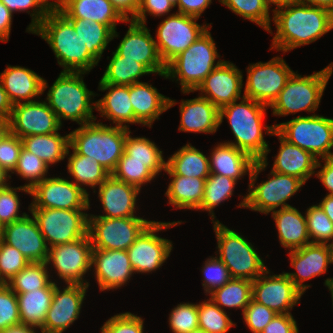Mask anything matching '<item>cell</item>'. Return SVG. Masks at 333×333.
Listing matches in <instances>:
<instances>
[{
	"label": "cell",
	"instance_id": "obj_31",
	"mask_svg": "<svg viewBox=\"0 0 333 333\" xmlns=\"http://www.w3.org/2000/svg\"><path fill=\"white\" fill-rule=\"evenodd\" d=\"M43 80L34 70L22 66L7 65L0 73V81L12 105L40 99Z\"/></svg>",
	"mask_w": 333,
	"mask_h": 333
},
{
	"label": "cell",
	"instance_id": "obj_65",
	"mask_svg": "<svg viewBox=\"0 0 333 333\" xmlns=\"http://www.w3.org/2000/svg\"><path fill=\"white\" fill-rule=\"evenodd\" d=\"M113 6L126 19H132L139 8L140 0H109ZM130 16V17H129Z\"/></svg>",
	"mask_w": 333,
	"mask_h": 333
},
{
	"label": "cell",
	"instance_id": "obj_60",
	"mask_svg": "<svg viewBox=\"0 0 333 333\" xmlns=\"http://www.w3.org/2000/svg\"><path fill=\"white\" fill-rule=\"evenodd\" d=\"M173 8L176 7L170 0H140L138 11L131 20L146 24L148 15L164 18V16L171 15L169 12Z\"/></svg>",
	"mask_w": 333,
	"mask_h": 333
},
{
	"label": "cell",
	"instance_id": "obj_63",
	"mask_svg": "<svg viewBox=\"0 0 333 333\" xmlns=\"http://www.w3.org/2000/svg\"><path fill=\"white\" fill-rule=\"evenodd\" d=\"M211 3L212 0H178L175 7L178 13L200 18Z\"/></svg>",
	"mask_w": 333,
	"mask_h": 333
},
{
	"label": "cell",
	"instance_id": "obj_47",
	"mask_svg": "<svg viewBox=\"0 0 333 333\" xmlns=\"http://www.w3.org/2000/svg\"><path fill=\"white\" fill-rule=\"evenodd\" d=\"M198 304L199 328L208 333H228L237 326L229 314L218 307L210 298Z\"/></svg>",
	"mask_w": 333,
	"mask_h": 333
},
{
	"label": "cell",
	"instance_id": "obj_20",
	"mask_svg": "<svg viewBox=\"0 0 333 333\" xmlns=\"http://www.w3.org/2000/svg\"><path fill=\"white\" fill-rule=\"evenodd\" d=\"M125 36L116 47L115 52L125 59L136 60L143 64L152 74L166 77V65L162 61L155 37L150 33L146 24L135 22L131 19Z\"/></svg>",
	"mask_w": 333,
	"mask_h": 333
},
{
	"label": "cell",
	"instance_id": "obj_27",
	"mask_svg": "<svg viewBox=\"0 0 333 333\" xmlns=\"http://www.w3.org/2000/svg\"><path fill=\"white\" fill-rule=\"evenodd\" d=\"M130 102L135 119L142 126L152 128L160 115L175 106L178 101L161 94L156 87L148 82H138L130 85Z\"/></svg>",
	"mask_w": 333,
	"mask_h": 333
},
{
	"label": "cell",
	"instance_id": "obj_54",
	"mask_svg": "<svg viewBox=\"0 0 333 333\" xmlns=\"http://www.w3.org/2000/svg\"><path fill=\"white\" fill-rule=\"evenodd\" d=\"M201 268L202 287L207 296L231 279L228 268L216 255L206 258Z\"/></svg>",
	"mask_w": 333,
	"mask_h": 333
},
{
	"label": "cell",
	"instance_id": "obj_10",
	"mask_svg": "<svg viewBox=\"0 0 333 333\" xmlns=\"http://www.w3.org/2000/svg\"><path fill=\"white\" fill-rule=\"evenodd\" d=\"M273 125L284 139L308 151L318 160L332 155L333 118L319 114L298 115Z\"/></svg>",
	"mask_w": 333,
	"mask_h": 333
},
{
	"label": "cell",
	"instance_id": "obj_61",
	"mask_svg": "<svg viewBox=\"0 0 333 333\" xmlns=\"http://www.w3.org/2000/svg\"><path fill=\"white\" fill-rule=\"evenodd\" d=\"M297 324L292 314H277L262 333H299Z\"/></svg>",
	"mask_w": 333,
	"mask_h": 333
},
{
	"label": "cell",
	"instance_id": "obj_14",
	"mask_svg": "<svg viewBox=\"0 0 333 333\" xmlns=\"http://www.w3.org/2000/svg\"><path fill=\"white\" fill-rule=\"evenodd\" d=\"M197 20L199 18L178 12L161 20L155 31V43L165 65L212 28V23L204 22L200 25Z\"/></svg>",
	"mask_w": 333,
	"mask_h": 333
},
{
	"label": "cell",
	"instance_id": "obj_49",
	"mask_svg": "<svg viewBox=\"0 0 333 333\" xmlns=\"http://www.w3.org/2000/svg\"><path fill=\"white\" fill-rule=\"evenodd\" d=\"M305 215L311 243L333 246V223L320 205L317 203L309 206L305 211Z\"/></svg>",
	"mask_w": 333,
	"mask_h": 333
},
{
	"label": "cell",
	"instance_id": "obj_6",
	"mask_svg": "<svg viewBox=\"0 0 333 333\" xmlns=\"http://www.w3.org/2000/svg\"><path fill=\"white\" fill-rule=\"evenodd\" d=\"M220 57L208 29L166 65V77L179 83L184 95L193 93L207 75L224 61Z\"/></svg>",
	"mask_w": 333,
	"mask_h": 333
},
{
	"label": "cell",
	"instance_id": "obj_19",
	"mask_svg": "<svg viewBox=\"0 0 333 333\" xmlns=\"http://www.w3.org/2000/svg\"><path fill=\"white\" fill-rule=\"evenodd\" d=\"M58 284V285H57ZM89 286L55 283L50 308L46 314L42 333H64L78 320Z\"/></svg>",
	"mask_w": 333,
	"mask_h": 333
},
{
	"label": "cell",
	"instance_id": "obj_23",
	"mask_svg": "<svg viewBox=\"0 0 333 333\" xmlns=\"http://www.w3.org/2000/svg\"><path fill=\"white\" fill-rule=\"evenodd\" d=\"M290 266L295 272H284L294 285L303 293L311 287L305 281L322 276L333 265V246L310 243L288 253Z\"/></svg>",
	"mask_w": 333,
	"mask_h": 333
},
{
	"label": "cell",
	"instance_id": "obj_48",
	"mask_svg": "<svg viewBox=\"0 0 333 333\" xmlns=\"http://www.w3.org/2000/svg\"><path fill=\"white\" fill-rule=\"evenodd\" d=\"M49 168L43 160L22 147L17 165L9 175V179L12 178V174H15L21 180H26L23 186L31 190L37 183L48 177Z\"/></svg>",
	"mask_w": 333,
	"mask_h": 333
},
{
	"label": "cell",
	"instance_id": "obj_39",
	"mask_svg": "<svg viewBox=\"0 0 333 333\" xmlns=\"http://www.w3.org/2000/svg\"><path fill=\"white\" fill-rule=\"evenodd\" d=\"M22 147L34 153L49 167L61 163L69 149V134H39L21 138Z\"/></svg>",
	"mask_w": 333,
	"mask_h": 333
},
{
	"label": "cell",
	"instance_id": "obj_34",
	"mask_svg": "<svg viewBox=\"0 0 333 333\" xmlns=\"http://www.w3.org/2000/svg\"><path fill=\"white\" fill-rule=\"evenodd\" d=\"M270 213L275 222L279 243L286 251L296 250L311 243L305 213L293 206Z\"/></svg>",
	"mask_w": 333,
	"mask_h": 333
},
{
	"label": "cell",
	"instance_id": "obj_41",
	"mask_svg": "<svg viewBox=\"0 0 333 333\" xmlns=\"http://www.w3.org/2000/svg\"><path fill=\"white\" fill-rule=\"evenodd\" d=\"M76 31L81 37L88 52L99 62L102 59L104 51L108 44L118 38L117 29L113 31L109 26L91 19L68 18Z\"/></svg>",
	"mask_w": 333,
	"mask_h": 333
},
{
	"label": "cell",
	"instance_id": "obj_16",
	"mask_svg": "<svg viewBox=\"0 0 333 333\" xmlns=\"http://www.w3.org/2000/svg\"><path fill=\"white\" fill-rule=\"evenodd\" d=\"M246 70L244 97L267 106L278 97L294 72L280 55L268 62L251 63Z\"/></svg>",
	"mask_w": 333,
	"mask_h": 333
},
{
	"label": "cell",
	"instance_id": "obj_62",
	"mask_svg": "<svg viewBox=\"0 0 333 333\" xmlns=\"http://www.w3.org/2000/svg\"><path fill=\"white\" fill-rule=\"evenodd\" d=\"M314 176L322 182L327 195H333V156L318 160Z\"/></svg>",
	"mask_w": 333,
	"mask_h": 333
},
{
	"label": "cell",
	"instance_id": "obj_72",
	"mask_svg": "<svg viewBox=\"0 0 333 333\" xmlns=\"http://www.w3.org/2000/svg\"><path fill=\"white\" fill-rule=\"evenodd\" d=\"M324 286H326L330 291L329 293L331 294L332 308H333V278L330 277L326 278L324 280Z\"/></svg>",
	"mask_w": 333,
	"mask_h": 333
},
{
	"label": "cell",
	"instance_id": "obj_57",
	"mask_svg": "<svg viewBox=\"0 0 333 333\" xmlns=\"http://www.w3.org/2000/svg\"><path fill=\"white\" fill-rule=\"evenodd\" d=\"M21 324L16 293L6 284L0 287V332Z\"/></svg>",
	"mask_w": 333,
	"mask_h": 333
},
{
	"label": "cell",
	"instance_id": "obj_40",
	"mask_svg": "<svg viewBox=\"0 0 333 333\" xmlns=\"http://www.w3.org/2000/svg\"><path fill=\"white\" fill-rule=\"evenodd\" d=\"M165 169L166 162L128 161V155L124 152L111 175L141 191L142 186L151 183Z\"/></svg>",
	"mask_w": 333,
	"mask_h": 333
},
{
	"label": "cell",
	"instance_id": "obj_30",
	"mask_svg": "<svg viewBox=\"0 0 333 333\" xmlns=\"http://www.w3.org/2000/svg\"><path fill=\"white\" fill-rule=\"evenodd\" d=\"M98 91H106L102 98L96 100V111L100 117L109 120L110 125L127 129H130L128 124L140 125L130 102V86L98 84Z\"/></svg>",
	"mask_w": 333,
	"mask_h": 333
},
{
	"label": "cell",
	"instance_id": "obj_7",
	"mask_svg": "<svg viewBox=\"0 0 333 333\" xmlns=\"http://www.w3.org/2000/svg\"><path fill=\"white\" fill-rule=\"evenodd\" d=\"M96 121L69 132V146L77 154L93 157L111 174L124 153L130 129Z\"/></svg>",
	"mask_w": 333,
	"mask_h": 333
},
{
	"label": "cell",
	"instance_id": "obj_8",
	"mask_svg": "<svg viewBox=\"0 0 333 333\" xmlns=\"http://www.w3.org/2000/svg\"><path fill=\"white\" fill-rule=\"evenodd\" d=\"M333 74V62L311 75L293 72L278 97L269 106L273 116H288L298 112L316 114L328 81Z\"/></svg>",
	"mask_w": 333,
	"mask_h": 333
},
{
	"label": "cell",
	"instance_id": "obj_38",
	"mask_svg": "<svg viewBox=\"0 0 333 333\" xmlns=\"http://www.w3.org/2000/svg\"><path fill=\"white\" fill-rule=\"evenodd\" d=\"M72 153H71V150ZM67 173L72 182L80 186L89 195L88 186L93 191L99 187L111 174L93 157L77 154L70 146L66 153Z\"/></svg>",
	"mask_w": 333,
	"mask_h": 333
},
{
	"label": "cell",
	"instance_id": "obj_45",
	"mask_svg": "<svg viewBox=\"0 0 333 333\" xmlns=\"http://www.w3.org/2000/svg\"><path fill=\"white\" fill-rule=\"evenodd\" d=\"M51 280L58 283L57 280L54 279L53 275L49 274L46 262H30L23 270L8 281L6 285L13 292L19 294L44 288Z\"/></svg>",
	"mask_w": 333,
	"mask_h": 333
},
{
	"label": "cell",
	"instance_id": "obj_9",
	"mask_svg": "<svg viewBox=\"0 0 333 333\" xmlns=\"http://www.w3.org/2000/svg\"><path fill=\"white\" fill-rule=\"evenodd\" d=\"M212 223L218 249L214 254L228 268L231 278L254 281L268 269L248 238L220 221Z\"/></svg>",
	"mask_w": 333,
	"mask_h": 333
},
{
	"label": "cell",
	"instance_id": "obj_11",
	"mask_svg": "<svg viewBox=\"0 0 333 333\" xmlns=\"http://www.w3.org/2000/svg\"><path fill=\"white\" fill-rule=\"evenodd\" d=\"M184 221H152L126 250L134 273L156 272L168 260L173 251V242L159 236V232L181 225Z\"/></svg>",
	"mask_w": 333,
	"mask_h": 333
},
{
	"label": "cell",
	"instance_id": "obj_73",
	"mask_svg": "<svg viewBox=\"0 0 333 333\" xmlns=\"http://www.w3.org/2000/svg\"><path fill=\"white\" fill-rule=\"evenodd\" d=\"M9 175L0 168V188L6 186L9 182Z\"/></svg>",
	"mask_w": 333,
	"mask_h": 333
},
{
	"label": "cell",
	"instance_id": "obj_4",
	"mask_svg": "<svg viewBox=\"0 0 333 333\" xmlns=\"http://www.w3.org/2000/svg\"><path fill=\"white\" fill-rule=\"evenodd\" d=\"M86 72H63L49 87L46 79L43 80V94L48 89L45 102L55 113L59 123L62 120H70L78 125L91 123L97 120L93 115V109H96L94 93L87 88L84 82Z\"/></svg>",
	"mask_w": 333,
	"mask_h": 333
},
{
	"label": "cell",
	"instance_id": "obj_28",
	"mask_svg": "<svg viewBox=\"0 0 333 333\" xmlns=\"http://www.w3.org/2000/svg\"><path fill=\"white\" fill-rule=\"evenodd\" d=\"M179 132L214 134L219 126V109L208 99L198 96L180 101Z\"/></svg>",
	"mask_w": 333,
	"mask_h": 333
},
{
	"label": "cell",
	"instance_id": "obj_46",
	"mask_svg": "<svg viewBox=\"0 0 333 333\" xmlns=\"http://www.w3.org/2000/svg\"><path fill=\"white\" fill-rule=\"evenodd\" d=\"M243 20H249L268 31L271 28L272 19L270 11L263 0H218Z\"/></svg>",
	"mask_w": 333,
	"mask_h": 333
},
{
	"label": "cell",
	"instance_id": "obj_37",
	"mask_svg": "<svg viewBox=\"0 0 333 333\" xmlns=\"http://www.w3.org/2000/svg\"><path fill=\"white\" fill-rule=\"evenodd\" d=\"M164 172L167 175L207 179L211 174L208 155L188 142L168 157Z\"/></svg>",
	"mask_w": 333,
	"mask_h": 333
},
{
	"label": "cell",
	"instance_id": "obj_26",
	"mask_svg": "<svg viewBox=\"0 0 333 333\" xmlns=\"http://www.w3.org/2000/svg\"><path fill=\"white\" fill-rule=\"evenodd\" d=\"M98 189V190H96ZM93 193L101 203L104 214H89L88 217L121 218L137 216V201L140 190L110 175ZM138 198V199H137ZM137 208V209H136ZM136 214V215H135Z\"/></svg>",
	"mask_w": 333,
	"mask_h": 333
},
{
	"label": "cell",
	"instance_id": "obj_67",
	"mask_svg": "<svg viewBox=\"0 0 333 333\" xmlns=\"http://www.w3.org/2000/svg\"><path fill=\"white\" fill-rule=\"evenodd\" d=\"M318 204L333 223V195L326 194Z\"/></svg>",
	"mask_w": 333,
	"mask_h": 333
},
{
	"label": "cell",
	"instance_id": "obj_29",
	"mask_svg": "<svg viewBox=\"0 0 333 333\" xmlns=\"http://www.w3.org/2000/svg\"><path fill=\"white\" fill-rule=\"evenodd\" d=\"M272 136H277L280 142L277 155L271 170L299 178L304 184L315 175L318 159L311 153L288 142L276 130Z\"/></svg>",
	"mask_w": 333,
	"mask_h": 333
},
{
	"label": "cell",
	"instance_id": "obj_71",
	"mask_svg": "<svg viewBox=\"0 0 333 333\" xmlns=\"http://www.w3.org/2000/svg\"><path fill=\"white\" fill-rule=\"evenodd\" d=\"M9 132L8 121L0 119V142Z\"/></svg>",
	"mask_w": 333,
	"mask_h": 333
},
{
	"label": "cell",
	"instance_id": "obj_2",
	"mask_svg": "<svg viewBox=\"0 0 333 333\" xmlns=\"http://www.w3.org/2000/svg\"><path fill=\"white\" fill-rule=\"evenodd\" d=\"M268 108L263 103L243 97L219 109V126L223 119H228L235 140L223 142L246 152L255 161L267 157L271 149L264 135L272 136L276 129L274 125L263 124Z\"/></svg>",
	"mask_w": 333,
	"mask_h": 333
},
{
	"label": "cell",
	"instance_id": "obj_56",
	"mask_svg": "<svg viewBox=\"0 0 333 333\" xmlns=\"http://www.w3.org/2000/svg\"><path fill=\"white\" fill-rule=\"evenodd\" d=\"M144 319L131 312L111 316L100 328L101 333H145Z\"/></svg>",
	"mask_w": 333,
	"mask_h": 333
},
{
	"label": "cell",
	"instance_id": "obj_75",
	"mask_svg": "<svg viewBox=\"0 0 333 333\" xmlns=\"http://www.w3.org/2000/svg\"><path fill=\"white\" fill-rule=\"evenodd\" d=\"M175 6L177 5L178 3V0H170Z\"/></svg>",
	"mask_w": 333,
	"mask_h": 333
},
{
	"label": "cell",
	"instance_id": "obj_70",
	"mask_svg": "<svg viewBox=\"0 0 333 333\" xmlns=\"http://www.w3.org/2000/svg\"><path fill=\"white\" fill-rule=\"evenodd\" d=\"M264 4L268 7L269 10L270 8L275 6L274 9H272V12L286 6L288 3L293 2L294 0H263Z\"/></svg>",
	"mask_w": 333,
	"mask_h": 333
},
{
	"label": "cell",
	"instance_id": "obj_44",
	"mask_svg": "<svg viewBox=\"0 0 333 333\" xmlns=\"http://www.w3.org/2000/svg\"><path fill=\"white\" fill-rule=\"evenodd\" d=\"M238 181L224 175L210 174L205 181L204 194L199 211L208 212L211 222L219 221L214 209L231 199Z\"/></svg>",
	"mask_w": 333,
	"mask_h": 333
},
{
	"label": "cell",
	"instance_id": "obj_68",
	"mask_svg": "<svg viewBox=\"0 0 333 333\" xmlns=\"http://www.w3.org/2000/svg\"><path fill=\"white\" fill-rule=\"evenodd\" d=\"M302 4L325 8L333 13V0H295Z\"/></svg>",
	"mask_w": 333,
	"mask_h": 333
},
{
	"label": "cell",
	"instance_id": "obj_13",
	"mask_svg": "<svg viewBox=\"0 0 333 333\" xmlns=\"http://www.w3.org/2000/svg\"><path fill=\"white\" fill-rule=\"evenodd\" d=\"M92 249L88 234L73 242L51 246L46 260L48 270L51 271L49 274L54 271L53 275L56 273L64 284L90 286L85 276L91 273Z\"/></svg>",
	"mask_w": 333,
	"mask_h": 333
},
{
	"label": "cell",
	"instance_id": "obj_21",
	"mask_svg": "<svg viewBox=\"0 0 333 333\" xmlns=\"http://www.w3.org/2000/svg\"><path fill=\"white\" fill-rule=\"evenodd\" d=\"M9 131L20 139L39 134H54L62 126L45 100L13 105L8 119Z\"/></svg>",
	"mask_w": 333,
	"mask_h": 333
},
{
	"label": "cell",
	"instance_id": "obj_53",
	"mask_svg": "<svg viewBox=\"0 0 333 333\" xmlns=\"http://www.w3.org/2000/svg\"><path fill=\"white\" fill-rule=\"evenodd\" d=\"M168 315V326L173 333H190L199 328L197 303H178Z\"/></svg>",
	"mask_w": 333,
	"mask_h": 333
},
{
	"label": "cell",
	"instance_id": "obj_42",
	"mask_svg": "<svg viewBox=\"0 0 333 333\" xmlns=\"http://www.w3.org/2000/svg\"><path fill=\"white\" fill-rule=\"evenodd\" d=\"M150 74L152 73L143 64L136 60L125 59L113 51L98 84L130 86L142 82L140 77Z\"/></svg>",
	"mask_w": 333,
	"mask_h": 333
},
{
	"label": "cell",
	"instance_id": "obj_52",
	"mask_svg": "<svg viewBox=\"0 0 333 333\" xmlns=\"http://www.w3.org/2000/svg\"><path fill=\"white\" fill-rule=\"evenodd\" d=\"M0 0L13 14L26 12L30 14L31 23L26 32L32 33L54 7L55 0ZM31 9V10H29Z\"/></svg>",
	"mask_w": 333,
	"mask_h": 333
},
{
	"label": "cell",
	"instance_id": "obj_18",
	"mask_svg": "<svg viewBox=\"0 0 333 333\" xmlns=\"http://www.w3.org/2000/svg\"><path fill=\"white\" fill-rule=\"evenodd\" d=\"M302 295L284 272L274 274L268 268L252 281V299L277 314H292L291 310L300 304Z\"/></svg>",
	"mask_w": 333,
	"mask_h": 333
},
{
	"label": "cell",
	"instance_id": "obj_74",
	"mask_svg": "<svg viewBox=\"0 0 333 333\" xmlns=\"http://www.w3.org/2000/svg\"><path fill=\"white\" fill-rule=\"evenodd\" d=\"M190 333H208V332H206L204 329L197 328L192 330Z\"/></svg>",
	"mask_w": 333,
	"mask_h": 333
},
{
	"label": "cell",
	"instance_id": "obj_12",
	"mask_svg": "<svg viewBox=\"0 0 333 333\" xmlns=\"http://www.w3.org/2000/svg\"><path fill=\"white\" fill-rule=\"evenodd\" d=\"M28 211L35 218L39 230L50 248L77 239L88 234V211L90 209H51L29 208Z\"/></svg>",
	"mask_w": 333,
	"mask_h": 333
},
{
	"label": "cell",
	"instance_id": "obj_22",
	"mask_svg": "<svg viewBox=\"0 0 333 333\" xmlns=\"http://www.w3.org/2000/svg\"><path fill=\"white\" fill-rule=\"evenodd\" d=\"M242 72L234 63L224 60L207 75L195 91H199L200 96L221 109L244 97Z\"/></svg>",
	"mask_w": 333,
	"mask_h": 333
},
{
	"label": "cell",
	"instance_id": "obj_17",
	"mask_svg": "<svg viewBox=\"0 0 333 333\" xmlns=\"http://www.w3.org/2000/svg\"><path fill=\"white\" fill-rule=\"evenodd\" d=\"M29 208L91 209L90 196L69 178L47 177L31 190Z\"/></svg>",
	"mask_w": 333,
	"mask_h": 333
},
{
	"label": "cell",
	"instance_id": "obj_35",
	"mask_svg": "<svg viewBox=\"0 0 333 333\" xmlns=\"http://www.w3.org/2000/svg\"><path fill=\"white\" fill-rule=\"evenodd\" d=\"M54 288L55 282L51 280L44 288L16 294L21 324L36 328L42 333V327L51 305Z\"/></svg>",
	"mask_w": 333,
	"mask_h": 333
},
{
	"label": "cell",
	"instance_id": "obj_59",
	"mask_svg": "<svg viewBox=\"0 0 333 333\" xmlns=\"http://www.w3.org/2000/svg\"><path fill=\"white\" fill-rule=\"evenodd\" d=\"M22 149L21 139L10 132L0 142V168L10 175L18 162Z\"/></svg>",
	"mask_w": 333,
	"mask_h": 333
},
{
	"label": "cell",
	"instance_id": "obj_33",
	"mask_svg": "<svg viewBox=\"0 0 333 333\" xmlns=\"http://www.w3.org/2000/svg\"><path fill=\"white\" fill-rule=\"evenodd\" d=\"M208 159L211 174L224 175L237 181L245 175L249 177L255 163L249 154L225 142L216 144Z\"/></svg>",
	"mask_w": 333,
	"mask_h": 333
},
{
	"label": "cell",
	"instance_id": "obj_1",
	"mask_svg": "<svg viewBox=\"0 0 333 333\" xmlns=\"http://www.w3.org/2000/svg\"><path fill=\"white\" fill-rule=\"evenodd\" d=\"M275 33L269 50L288 53L303 45L319 40L333 30V13L325 8L302 4L297 1L272 12ZM275 34V35H274Z\"/></svg>",
	"mask_w": 333,
	"mask_h": 333
},
{
	"label": "cell",
	"instance_id": "obj_25",
	"mask_svg": "<svg viewBox=\"0 0 333 333\" xmlns=\"http://www.w3.org/2000/svg\"><path fill=\"white\" fill-rule=\"evenodd\" d=\"M91 269L100 292L121 288L135 274L126 250L92 249Z\"/></svg>",
	"mask_w": 333,
	"mask_h": 333
},
{
	"label": "cell",
	"instance_id": "obj_66",
	"mask_svg": "<svg viewBox=\"0 0 333 333\" xmlns=\"http://www.w3.org/2000/svg\"><path fill=\"white\" fill-rule=\"evenodd\" d=\"M13 105L9 101L7 94L0 81V119L8 121Z\"/></svg>",
	"mask_w": 333,
	"mask_h": 333
},
{
	"label": "cell",
	"instance_id": "obj_24",
	"mask_svg": "<svg viewBox=\"0 0 333 333\" xmlns=\"http://www.w3.org/2000/svg\"><path fill=\"white\" fill-rule=\"evenodd\" d=\"M0 239L18 249L29 262L44 263L48 258L49 247L32 214L3 226Z\"/></svg>",
	"mask_w": 333,
	"mask_h": 333
},
{
	"label": "cell",
	"instance_id": "obj_64",
	"mask_svg": "<svg viewBox=\"0 0 333 333\" xmlns=\"http://www.w3.org/2000/svg\"><path fill=\"white\" fill-rule=\"evenodd\" d=\"M14 14L0 2V42L9 41Z\"/></svg>",
	"mask_w": 333,
	"mask_h": 333
},
{
	"label": "cell",
	"instance_id": "obj_58",
	"mask_svg": "<svg viewBox=\"0 0 333 333\" xmlns=\"http://www.w3.org/2000/svg\"><path fill=\"white\" fill-rule=\"evenodd\" d=\"M277 315L275 311L251 299L242 313L243 322L252 333H262Z\"/></svg>",
	"mask_w": 333,
	"mask_h": 333
},
{
	"label": "cell",
	"instance_id": "obj_3",
	"mask_svg": "<svg viewBox=\"0 0 333 333\" xmlns=\"http://www.w3.org/2000/svg\"><path fill=\"white\" fill-rule=\"evenodd\" d=\"M41 37L52 49L63 72H86L98 66L72 22L55 6L31 33Z\"/></svg>",
	"mask_w": 333,
	"mask_h": 333
},
{
	"label": "cell",
	"instance_id": "obj_55",
	"mask_svg": "<svg viewBox=\"0 0 333 333\" xmlns=\"http://www.w3.org/2000/svg\"><path fill=\"white\" fill-rule=\"evenodd\" d=\"M29 263L18 249L7 245L0 239V280L3 284L10 281Z\"/></svg>",
	"mask_w": 333,
	"mask_h": 333
},
{
	"label": "cell",
	"instance_id": "obj_69",
	"mask_svg": "<svg viewBox=\"0 0 333 333\" xmlns=\"http://www.w3.org/2000/svg\"><path fill=\"white\" fill-rule=\"evenodd\" d=\"M38 329L29 327L24 324H19L16 326H11L8 329L0 332V333H39Z\"/></svg>",
	"mask_w": 333,
	"mask_h": 333
},
{
	"label": "cell",
	"instance_id": "obj_36",
	"mask_svg": "<svg viewBox=\"0 0 333 333\" xmlns=\"http://www.w3.org/2000/svg\"><path fill=\"white\" fill-rule=\"evenodd\" d=\"M170 182L165 197L167 202L175 209H192L199 211L201 206L206 179L185 177L182 175H168Z\"/></svg>",
	"mask_w": 333,
	"mask_h": 333
},
{
	"label": "cell",
	"instance_id": "obj_32",
	"mask_svg": "<svg viewBox=\"0 0 333 333\" xmlns=\"http://www.w3.org/2000/svg\"><path fill=\"white\" fill-rule=\"evenodd\" d=\"M54 6L67 18L91 19L109 26L113 31L117 23H126L109 0H56Z\"/></svg>",
	"mask_w": 333,
	"mask_h": 333
},
{
	"label": "cell",
	"instance_id": "obj_43",
	"mask_svg": "<svg viewBox=\"0 0 333 333\" xmlns=\"http://www.w3.org/2000/svg\"><path fill=\"white\" fill-rule=\"evenodd\" d=\"M209 298L223 311L240 309L244 312L252 299V281L248 279L231 278L222 287L210 293Z\"/></svg>",
	"mask_w": 333,
	"mask_h": 333
},
{
	"label": "cell",
	"instance_id": "obj_50",
	"mask_svg": "<svg viewBox=\"0 0 333 333\" xmlns=\"http://www.w3.org/2000/svg\"><path fill=\"white\" fill-rule=\"evenodd\" d=\"M131 130L127 133L124 152L128 155V161L138 162H166L163 151L159 146L145 136L134 137L130 135Z\"/></svg>",
	"mask_w": 333,
	"mask_h": 333
},
{
	"label": "cell",
	"instance_id": "obj_51",
	"mask_svg": "<svg viewBox=\"0 0 333 333\" xmlns=\"http://www.w3.org/2000/svg\"><path fill=\"white\" fill-rule=\"evenodd\" d=\"M11 181L0 188V229L14 221L24 218L27 213L20 214L21 200L17 192H25L30 196V189L24 186L12 187Z\"/></svg>",
	"mask_w": 333,
	"mask_h": 333
},
{
	"label": "cell",
	"instance_id": "obj_5",
	"mask_svg": "<svg viewBox=\"0 0 333 333\" xmlns=\"http://www.w3.org/2000/svg\"><path fill=\"white\" fill-rule=\"evenodd\" d=\"M268 164V157L255 161L249 175L248 193L242 197L243 200L241 199L237 205L238 208L268 215L274 210L292 206L287 201L302 190L304 183L299 178L279 174L272 170L267 174V180L257 183L258 176L266 170Z\"/></svg>",
	"mask_w": 333,
	"mask_h": 333
},
{
	"label": "cell",
	"instance_id": "obj_15",
	"mask_svg": "<svg viewBox=\"0 0 333 333\" xmlns=\"http://www.w3.org/2000/svg\"><path fill=\"white\" fill-rule=\"evenodd\" d=\"M142 217H88V235L93 249L127 250L152 222Z\"/></svg>",
	"mask_w": 333,
	"mask_h": 333
}]
</instances>
